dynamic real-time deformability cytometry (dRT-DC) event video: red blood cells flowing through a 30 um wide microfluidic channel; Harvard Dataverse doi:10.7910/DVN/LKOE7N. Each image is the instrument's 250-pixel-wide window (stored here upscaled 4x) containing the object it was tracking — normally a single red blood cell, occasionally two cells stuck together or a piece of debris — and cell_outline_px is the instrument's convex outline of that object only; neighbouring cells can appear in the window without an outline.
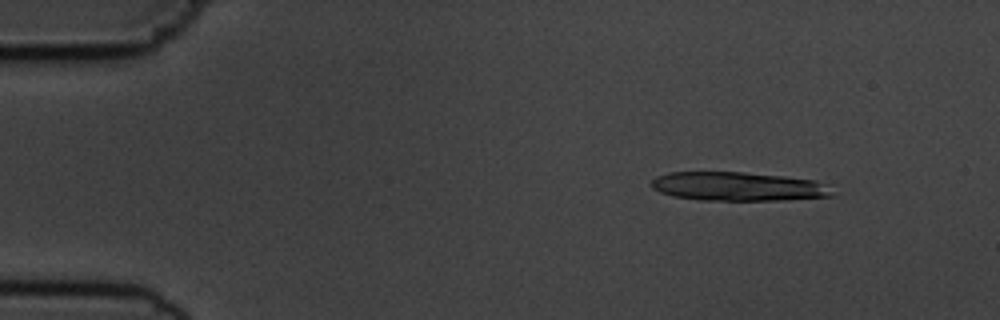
{"species": "common noctule bat (a hibernating species)", "species_latin": "Nyctalus noctula", "temperature_condition": "cold", "stored_images_in_passage": 4, "camera_frame_rate_fps": 3000, "um_per_image_px": 0.085, "animal": {"sex": "male", "body_mass_g": 19.5, "forearm_length_mm": 54.6}, "frame": {"image": 1, "passage_image": 1, "time_ms": 0.0, "image_size_px": [1000, 320], "cell_outline_px": [[832, 196], [784, 200], [700, 200], [672, 196], [660, 192], [652, 188], [652, 180], [656, 176], [668, 172], [744, 172], [816, 180], [824, 184], [832, 192]], "centroid_in_image_um": [62.69, 15.85], "position_along_channel_um": 22.3, "area_um2": 30.29}}